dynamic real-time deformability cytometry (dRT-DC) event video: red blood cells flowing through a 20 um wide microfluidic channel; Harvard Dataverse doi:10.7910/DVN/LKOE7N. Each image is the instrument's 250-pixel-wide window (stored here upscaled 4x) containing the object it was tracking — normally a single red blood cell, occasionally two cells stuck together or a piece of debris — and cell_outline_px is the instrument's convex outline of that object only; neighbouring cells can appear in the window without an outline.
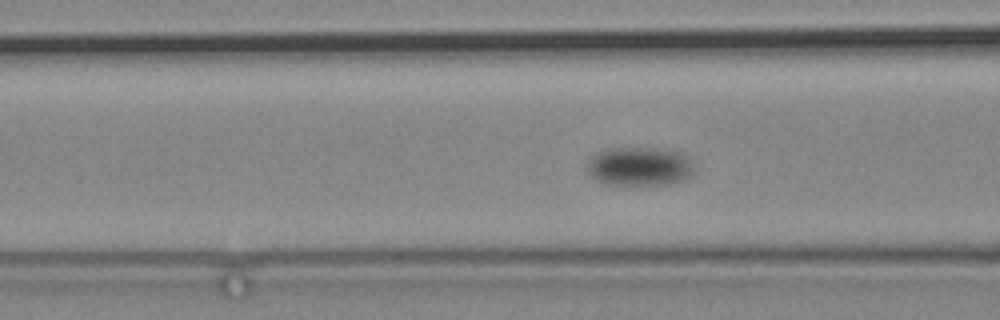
{"species": "common noctule bat (a hibernating species)", "species_latin": "Nyctalus noctula", "temperature_condition": "cold", "stored_images_in_passage": 106, "camera_frame_rate_fps": 3000, "um_per_image_px": 0.085, "animal": {"sex": "male", "body_mass_g": 19.2, "forearm_length_mm": 51.8}, "frame": {"image": 1, "passage_image": 54, "time_ms": 17.667, "image_size_px": [1000, 320], "cell_outline_px": [[692, 172], [688, 176], [680, 180], [668, 184], [608, 184], [592, 176], [588, 172], [588, 160], [596, 152], [608, 148], [656, 148], [680, 152], [688, 156], [692, 168]], "centroid_in_image_um": [54.33, 14.12], "position_along_channel_um": 112.3, "area_um2": 23.76}}
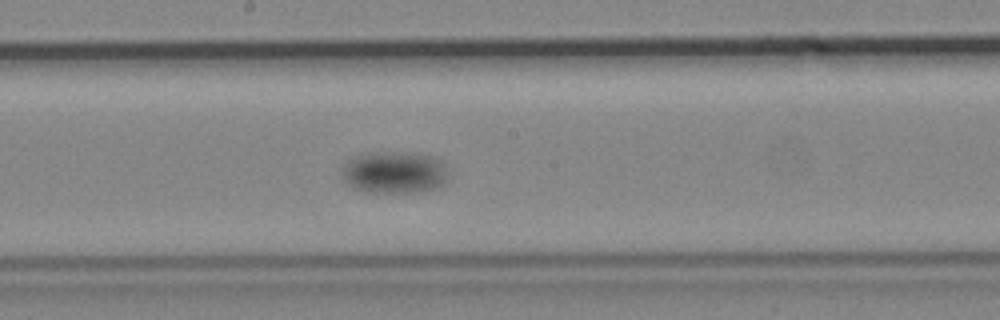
{"frame": {"image": 2, "passage_image": 67, "time_ms": 22.0, "image_size_px": [1000, 320], "cell_outline_px": [[448, 176], [444, 184], [436, 188], [420, 192], [368, 192], [356, 188], [348, 184], [344, 180], [344, 164], [352, 156], [364, 152], [416, 152], [432, 156], [440, 160], [444, 164]], "centroid_in_image_um": [33.54, 14.63], "position_along_channel_um": 214.7, "area_um2": 26.3}}
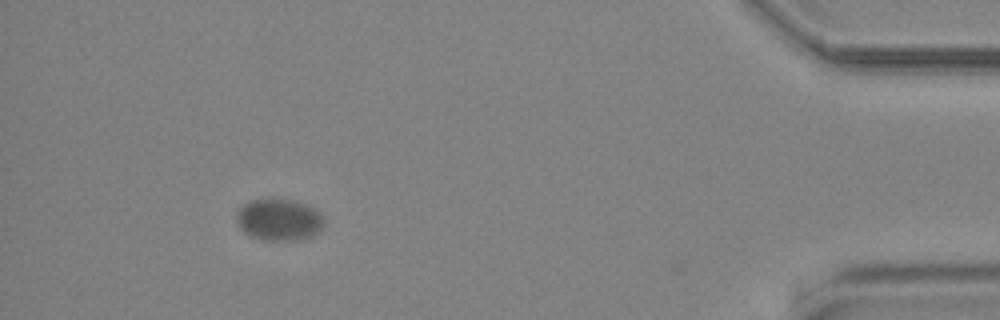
{"frame": {"image": 3, "passage_image": 99, "time_ms": 32.667, "image_size_px": [1000, 320], "cell_outline_px": [[324, 224], [312, 236], [292, 240], [264, 240], [248, 236], [240, 228], [236, 220], [236, 216], [240, 208], [244, 204], [252, 200], [292, 200], [304, 204], [312, 208], [324, 220]], "centroid_in_image_um": [23.66, 18.7], "position_along_channel_um": 411.5, "area_um2": 20.75}}